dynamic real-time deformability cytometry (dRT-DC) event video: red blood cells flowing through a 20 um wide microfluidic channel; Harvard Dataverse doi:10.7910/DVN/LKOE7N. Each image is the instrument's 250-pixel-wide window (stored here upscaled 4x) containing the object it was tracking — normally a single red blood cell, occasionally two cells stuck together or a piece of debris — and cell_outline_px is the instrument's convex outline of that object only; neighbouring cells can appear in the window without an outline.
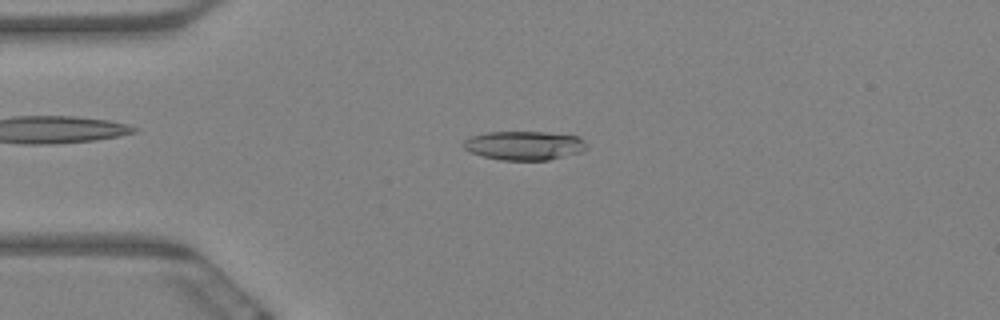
{"species": "Egyptian fruit bat (a non-hibernating species)", "species_latin": "Rousettus aegyptiacus", "temperature_condition": "warm", "stored_images_in_passage": 63, "camera_frame_rate_fps": 3000, "um_per_image_px": 0.085, "animal": {"sex": "female"}, "frame": {"image": 1, "passage_image": 15, "time_ms": 4.667, "image_size_px": [1000, 320], "cell_outline_px": [[588, 148], [580, 152], [548, 160], [500, 160], [468, 152], [464, 148], [464, 140], [472, 136], [488, 132], [548, 132], [580, 136], [588, 144]], "centroid_in_image_um": [44.59, 12.36], "position_along_channel_um": 40.4, "area_um2": 20.87}}
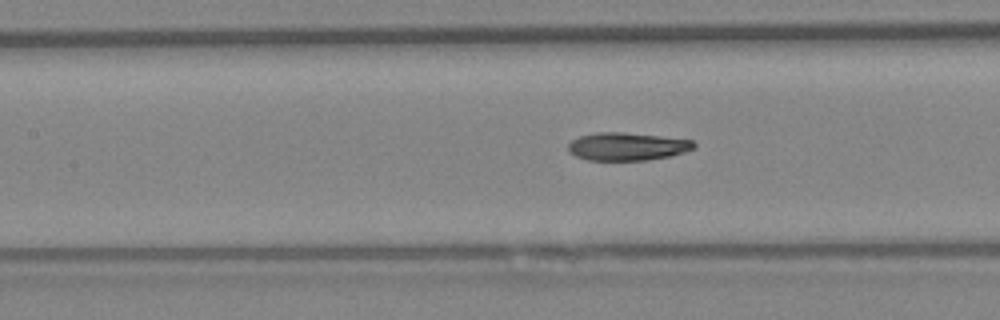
{"frame": {"image": 2, "passage_image": 28, "time_ms": 9.0, "image_size_px": [1000, 320], "cell_outline_px": [[696, 148], [672, 156], [648, 160], [588, 160], [576, 156], [568, 152], [568, 144], [572, 140], [580, 136], [596, 132], [624, 132], [660, 136], [692, 140], [696, 144]], "centroid_in_image_um": [53.32, 12.45], "position_along_channel_um": 154.1, "area_um2": 20.58}}
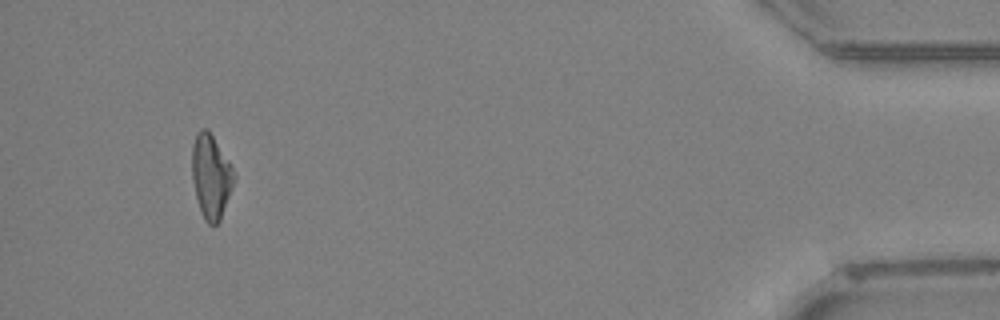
{"frame": {"image": 3, "passage_image": 59, "time_ms": 19.333, "image_size_px": [1000, 320], "cell_outline_px": [[236, 176], [220, 220], [216, 224], [208, 224], [204, 220], [200, 212], [192, 180], [192, 144], [196, 132], [200, 128], [208, 128], [228, 160]], "centroid_in_image_um": [17.91, 14.97], "position_along_channel_um": 417.3, "area_um2": 20.58}, "authors_computed_cell_mechanics": {"area_um2": 21.0392, "velocity_mm_per_s": 3.2468, "shape_relaxation_time_tau1_ms": 11.0909, "shape_relaxation_time_tau2_ms": 4.6059, "deformation_change_tau1": 0.254, "deformation_change_tau2": 0.1183}}